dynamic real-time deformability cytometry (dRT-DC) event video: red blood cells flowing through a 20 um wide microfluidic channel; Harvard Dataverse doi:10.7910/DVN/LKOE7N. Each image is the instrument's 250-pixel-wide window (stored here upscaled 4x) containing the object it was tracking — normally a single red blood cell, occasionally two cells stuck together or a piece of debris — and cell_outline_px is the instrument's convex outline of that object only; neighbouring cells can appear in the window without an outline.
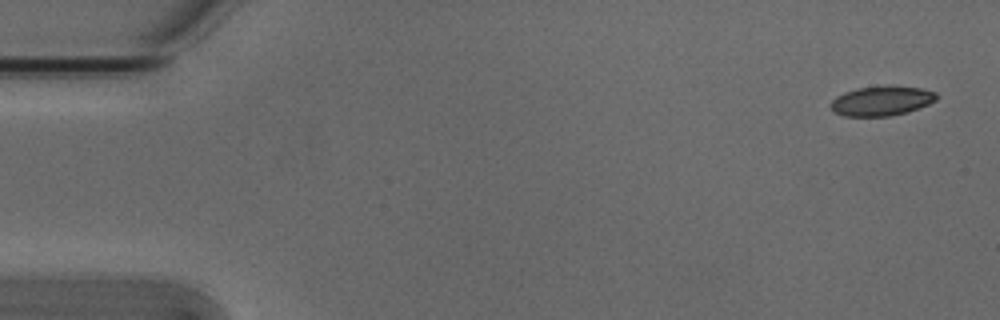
{"species": "Egyptian fruit bat (a non-hibernating species)", "species_latin": "Rousettus aegyptiacus", "temperature_condition": "cold", "stored_images_in_passage": 4, "camera_frame_rate_fps": 3000, "um_per_image_px": 0.085, "animal": {"sex": "male"}, "frame": {"image": 1, "passage_image": 1, "time_ms": 0.0, "image_size_px": [1000, 320], "cell_outline_px": [[940, 96], [936, 100], [928, 104], [908, 112], [888, 116], [844, 116], [836, 112], [828, 104], [836, 96], [844, 92], [856, 88], [892, 84], [920, 88], [936, 92]], "centroid_in_image_um": [74.95, 8.55], "position_along_channel_um": 10.0, "area_um2": 18.61}}
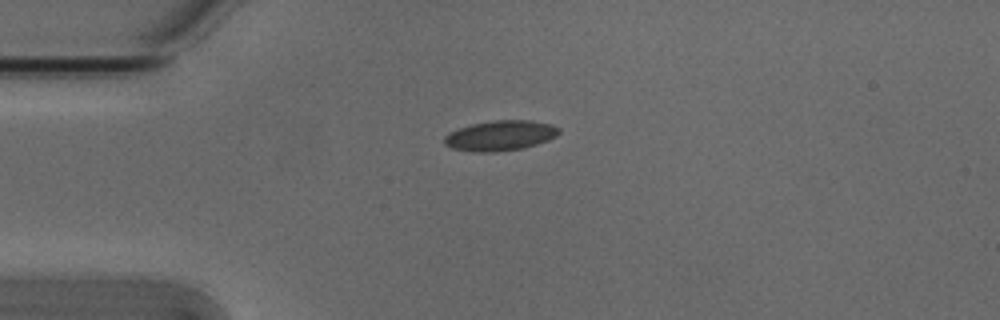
{"frame": {"image": 2, "passage_image": 4, "time_ms": 1.0, "image_size_px": [1000, 320], "cell_outline_px": [[560, 132], [556, 136], [548, 140], [524, 148], [492, 152], [472, 152], [452, 148], [444, 144], [444, 136], [448, 132], [472, 124], [492, 120], [532, 120], [552, 124], [560, 128]], "centroid_in_image_um": [42.53, 11.52], "position_along_channel_um": 42.5, "area_um2": 20.29}}